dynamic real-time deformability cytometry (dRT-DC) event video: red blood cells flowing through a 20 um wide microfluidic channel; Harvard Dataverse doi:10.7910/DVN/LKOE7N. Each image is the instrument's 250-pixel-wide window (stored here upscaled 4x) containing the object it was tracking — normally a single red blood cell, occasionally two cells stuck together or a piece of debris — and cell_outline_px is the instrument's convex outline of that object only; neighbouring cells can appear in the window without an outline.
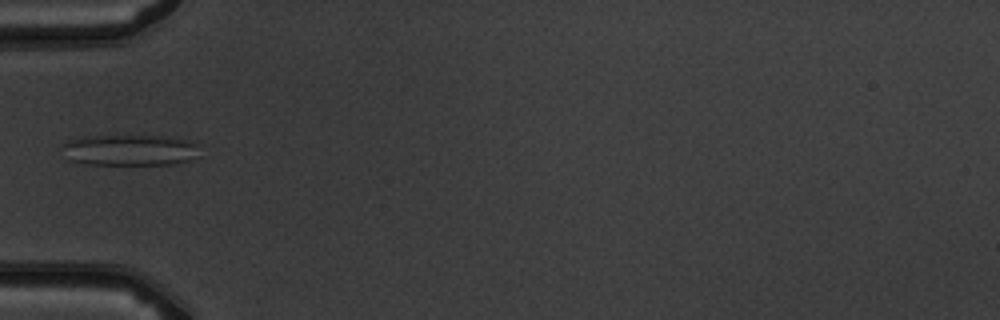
{"species": "common noctule bat (a hibernating species)", "species_latin": "Nyctalus noctula", "temperature_condition": "warm", "stored_images_in_passage": 4, "camera_frame_rate_fps": 3000, "um_per_image_px": 0.085, "animal": {"sex": "male", "body_mass_g": 19.5, "forearm_length_mm": 54.6}, "frame": {"image": 1, "passage_image": 4, "time_ms": 4.333, "image_size_px": [1000, 320], "cell_outline_px": [[200, 156], [192, 160], [176, 164], [84, 164], [68, 160], [60, 148], [64, 140], [88, 136], [160, 136], [184, 140], [200, 144]], "centroid_in_image_um": [11.02, 12.76], "position_along_channel_um": 74.0, "area_um2": 25.32}}